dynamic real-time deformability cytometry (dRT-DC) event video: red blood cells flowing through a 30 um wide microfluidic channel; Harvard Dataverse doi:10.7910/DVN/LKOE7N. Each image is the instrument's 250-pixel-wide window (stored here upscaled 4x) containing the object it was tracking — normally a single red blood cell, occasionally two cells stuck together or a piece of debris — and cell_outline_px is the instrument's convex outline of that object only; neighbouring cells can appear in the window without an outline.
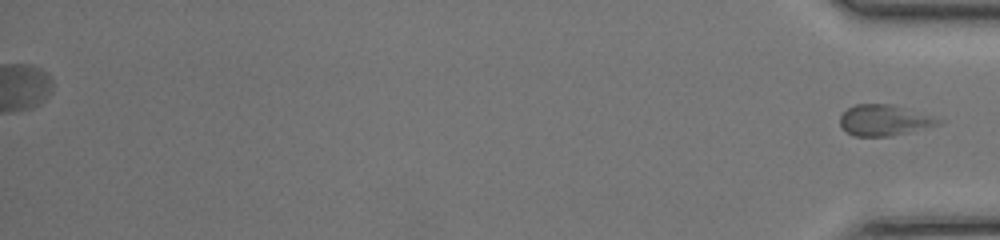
{"species": "common noctule bat (a hibernating species)", "species_latin": "Nyctalus noctula", "temperature_condition": "room temperature", "stored_images_in_passage": 39, "segment_of_instrument_passage": [2, 2], "camera_frame_rate_fps": 3000, "um_per_image_px": 0.085, "animal": {"sex": "female", "body_mass_g": 17.0, "forearm_length_mm": 48.0}, "frame": {"image": 1, "passage_image": 39, "time_ms": 12.667, "image_size_px": [1000, 240], "cell_outline_px": [[940, 124], [892, 136], [852, 136], [840, 124], [840, 116], [848, 108], [856, 104], [888, 104], [936, 120]], "centroid_in_image_um": [74.99, 10.25], "position_along_channel_um": 360.2, "area_um2": 16.65}}